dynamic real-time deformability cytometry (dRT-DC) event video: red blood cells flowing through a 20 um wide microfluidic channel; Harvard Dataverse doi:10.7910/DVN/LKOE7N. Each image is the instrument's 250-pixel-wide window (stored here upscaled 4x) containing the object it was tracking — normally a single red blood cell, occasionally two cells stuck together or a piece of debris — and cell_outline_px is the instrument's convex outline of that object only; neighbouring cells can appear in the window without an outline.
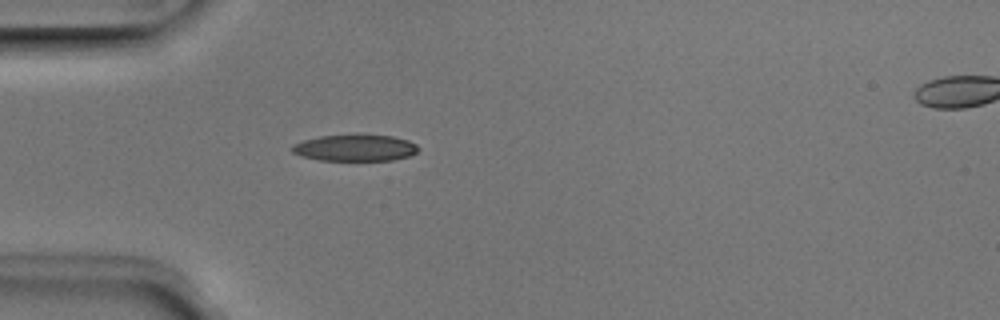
{"species": "Egyptian fruit bat (a non-hibernating species)", "species_latin": "Rousettus aegyptiacus", "temperature_condition": "room temperature", "stored_images_in_passage": 37, "camera_frame_rate_fps": 3000, "um_per_image_px": 0.085, "animal": {"sex": "male"}, "frame": {"image": 1, "passage_image": 1, "time_ms": 0.0, "image_size_px": [1000, 320], "cell_outline_px": [[420, 148], [416, 152], [408, 156], [392, 160], [320, 160], [300, 156], [292, 152], [288, 148], [292, 144], [304, 140], [320, 136], [356, 132], [392, 136], [408, 140], [416, 144]], "centroid_in_image_um": [30.14, 12.53], "position_along_channel_um": 54.9, "area_um2": 20.23}}
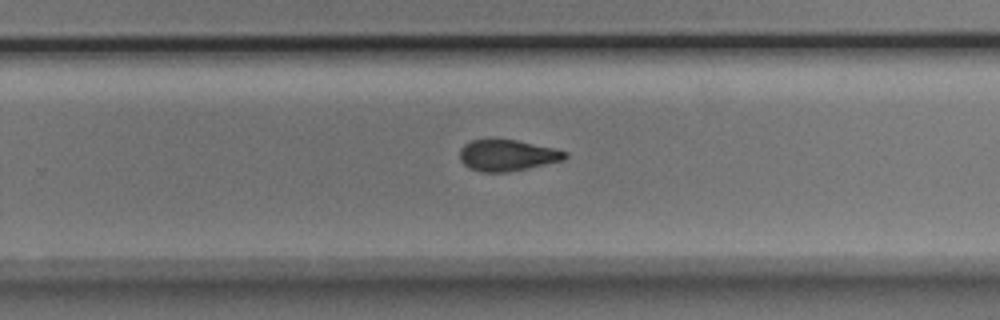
{"frame": {"image": 2, "passage_image": 19, "time_ms": 6.0, "image_size_px": [1000, 320], "cell_outline_px": [[568, 156], [564, 160], [528, 168], [508, 172], [480, 172], [468, 168], [460, 160], [460, 148], [464, 144], [472, 140], [488, 136], [516, 140], [556, 148], [568, 152]], "centroid_in_image_um": [43.09, 13.16], "position_along_channel_um": 286.7, "area_um2": 19.88}}
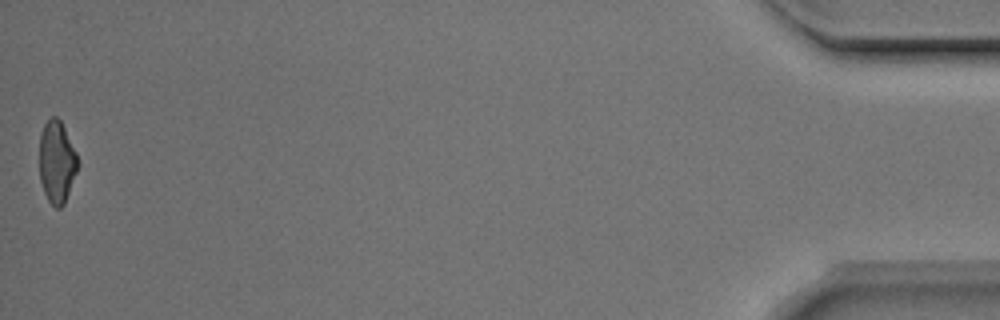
{"frame": {"image": 3, "passage_image": 37, "time_ms": 12.0, "image_size_px": [1000, 320], "cell_outline_px": [[80, 164], [64, 204], [60, 208], [56, 208], [48, 200], [44, 192], [40, 180], [40, 132], [44, 124], [52, 116], [56, 116], [60, 120], [76, 152]], "centroid_in_image_um": [4.84, 13.77], "position_along_channel_um": 430.4, "area_um2": 18.38}, "authors_computed_cell_mechanics": {"area_um2": 20.1144, "velocity_mm_per_s": 3.993, "shape_relaxation_time_tau1_ms": 6.1073, "shape_relaxation_time_tau2_ms": 3.7446, "deformation_change_tau1": 0.1719, "deformation_change_tau2": 0.1168}}